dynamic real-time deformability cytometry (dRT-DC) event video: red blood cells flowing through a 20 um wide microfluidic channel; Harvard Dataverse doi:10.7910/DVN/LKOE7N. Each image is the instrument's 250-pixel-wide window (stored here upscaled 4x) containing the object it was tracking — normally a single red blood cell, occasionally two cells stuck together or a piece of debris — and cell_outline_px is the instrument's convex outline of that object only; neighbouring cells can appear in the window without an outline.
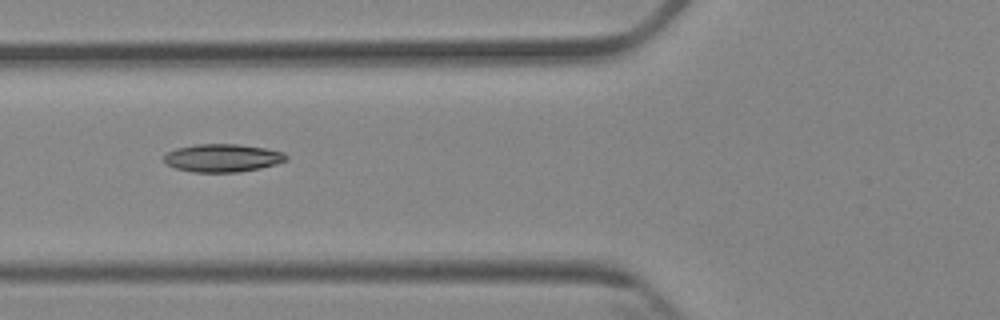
{"species": "Egyptian fruit bat (a non-hibernating species)", "species_latin": "Rousettus aegyptiacus", "temperature_condition": "cold", "stored_images_in_passage": 9, "camera_frame_rate_fps": 3000, "um_per_image_px": 0.085, "animal": {"sex": "female"}, "frame": {"image": 1, "passage_image": 6, "time_ms": 6.0, "image_size_px": [1000, 320], "cell_outline_px": [[288, 160], [276, 164], [260, 168], [240, 172], [192, 172], [176, 168], [168, 164], [164, 160], [164, 156], [168, 152], [176, 148], [196, 144], [236, 144], [264, 148], [284, 152], [288, 156]], "centroid_in_image_um": [18.94, 13.43], "position_along_channel_um": 106.9, "area_um2": 19.88}}
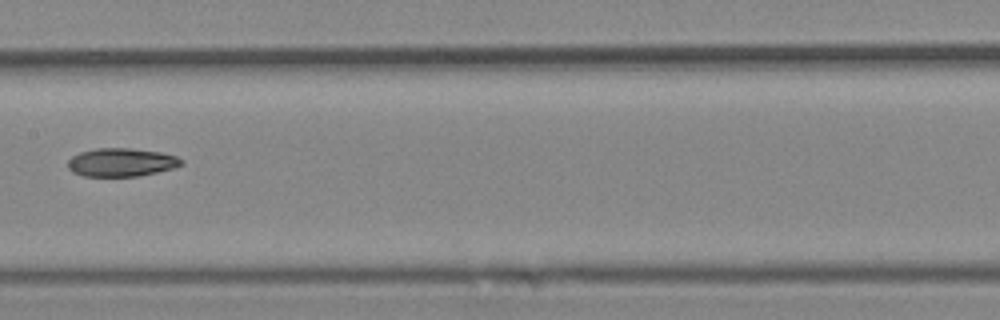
{"frame": {"image": 2, "passage_image": 8, "time_ms": 8.333, "image_size_px": [1000, 320], "cell_outline_px": [[184, 164], [172, 168], [140, 176], [84, 176], [72, 172], [68, 168], [68, 160], [72, 156], [80, 152], [96, 148], [128, 148], [160, 152], [176, 156], [184, 160]], "centroid_in_image_um": [10.31, 13.8], "position_along_channel_um": 197.1, "area_um2": 18.73}}
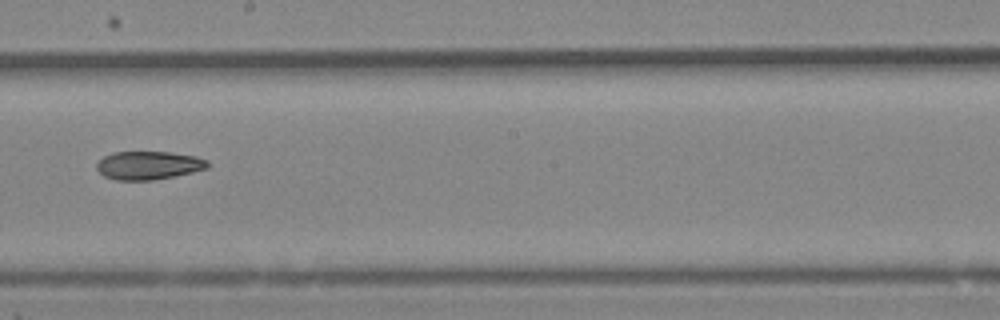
{"frame": {"image": 3, "passage_image": 9, "time_ms": 9.333, "image_size_px": [1000, 320], "cell_outline_px": [[208, 168], [176, 176], [152, 180], [116, 180], [104, 176], [96, 168], [96, 164], [104, 156], [112, 152], [168, 152], [196, 156], [208, 160]], "centroid_in_image_um": [12.63, 14.05], "position_along_channel_um": 235.6, "area_um2": 18.32}}